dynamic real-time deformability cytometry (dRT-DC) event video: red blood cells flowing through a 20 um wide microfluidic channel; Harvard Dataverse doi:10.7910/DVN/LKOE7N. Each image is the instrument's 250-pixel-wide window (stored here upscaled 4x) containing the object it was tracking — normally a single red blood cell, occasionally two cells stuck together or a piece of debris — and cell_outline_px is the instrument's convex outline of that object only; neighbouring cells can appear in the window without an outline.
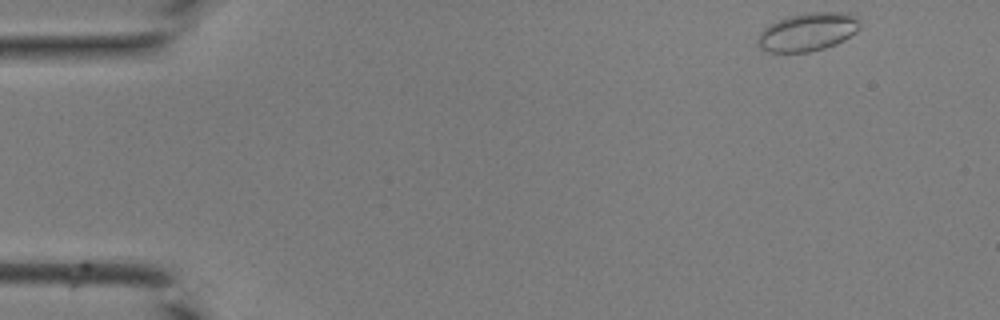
{"species": "common noctule bat (a hibernating species)", "species_latin": "Nyctalus noctula", "temperature_condition": "room temperature", "stored_images_in_passage": 2, "camera_frame_rate_fps": 3000, "um_per_image_px": 0.085, "animal": {"sex": "male", "body_mass_g": 19.0, "forearm_length_mm": 50.8}, "frame": {"image": 1, "passage_image": 1, "time_ms": 0.0, "image_size_px": [1000, 320], "cell_outline_px": [[860, 28], [856, 32], [844, 40], [836, 44], [824, 48], [808, 52], [768, 52], [760, 48], [756, 44], [760, 32], [764, 28], [776, 20], [788, 16], [808, 12], [848, 12], [860, 16]], "centroid_in_image_um": [68.69, 2.7], "position_along_channel_um": 16.3, "area_um2": 23.12}}